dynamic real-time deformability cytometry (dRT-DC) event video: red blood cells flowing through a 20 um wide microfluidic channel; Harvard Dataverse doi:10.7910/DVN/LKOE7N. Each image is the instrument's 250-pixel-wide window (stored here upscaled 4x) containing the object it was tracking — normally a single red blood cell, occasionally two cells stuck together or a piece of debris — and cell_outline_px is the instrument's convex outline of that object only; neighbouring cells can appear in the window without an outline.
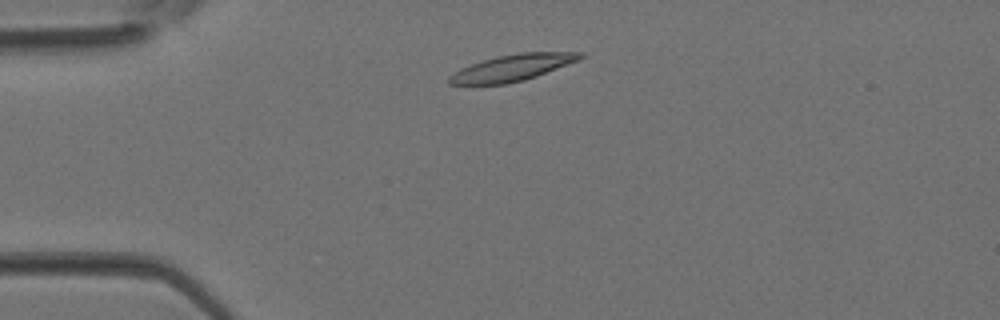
{"species": "Egyptian fruit bat (a non-hibernating species)", "species_latin": "Rousettus aegyptiacus", "temperature_condition": "room temperature", "stored_images_in_passage": 2, "camera_frame_rate_fps": 3000, "um_per_image_px": 0.085, "animal": {"sex": "female"}, "frame": {"image": 1, "passage_image": 1, "time_ms": 0.0, "image_size_px": [1000, 320], "cell_outline_px": [[584, 56], [580, 60], [536, 76], [524, 80], [504, 84], [448, 84], [448, 76], [460, 68], [496, 56], [520, 52], [584, 52]], "centroid_in_image_um": [43.57, 5.75], "position_along_channel_um": 41.4, "area_um2": 20.11}}